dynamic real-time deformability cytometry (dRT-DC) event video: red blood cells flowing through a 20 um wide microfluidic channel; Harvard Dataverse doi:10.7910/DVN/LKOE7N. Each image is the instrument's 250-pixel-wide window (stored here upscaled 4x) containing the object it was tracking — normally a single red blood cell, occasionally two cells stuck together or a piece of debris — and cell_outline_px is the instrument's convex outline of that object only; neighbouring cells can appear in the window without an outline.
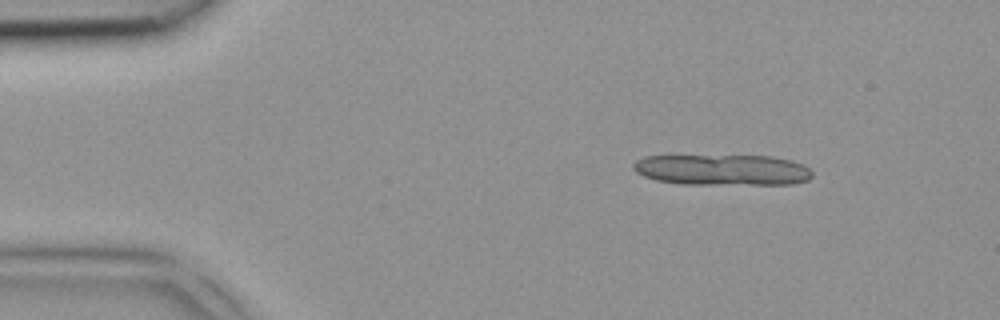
{"species": "common noctule bat (a hibernating species)", "species_latin": "Nyctalus noctula", "temperature_condition": "room temperature", "stored_images_in_passage": 3, "camera_frame_rate_fps": 3000, "um_per_image_px": 0.085, "animal": {"sex": "female", "body_mass_g": 18.4}, "frame": {"image": 1, "passage_image": 1, "time_ms": 0.0, "image_size_px": [1000, 320], "cell_outline_px": [[812, 176], [808, 180], [792, 184], [680, 184], [656, 180], [644, 176], [636, 172], [632, 168], [632, 164], [636, 160], [644, 156], [772, 156], [792, 160], [804, 164], [812, 172]], "centroid_in_image_um": [61.41, 14.44], "position_along_channel_um": 23.6, "area_um2": 32.37}}